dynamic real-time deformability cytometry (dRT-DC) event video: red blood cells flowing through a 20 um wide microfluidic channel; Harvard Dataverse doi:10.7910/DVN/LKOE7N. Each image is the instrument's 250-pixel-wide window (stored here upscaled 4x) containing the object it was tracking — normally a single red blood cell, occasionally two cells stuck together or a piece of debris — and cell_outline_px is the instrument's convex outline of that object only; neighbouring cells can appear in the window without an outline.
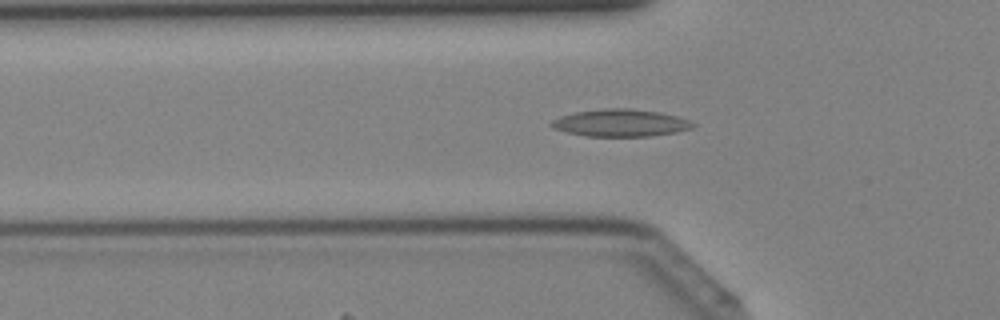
{"species": "Egyptian fruit bat (a non-hibernating species)", "species_latin": "Rousettus aegyptiacus", "temperature_condition": "cold", "stored_images_in_passage": 35, "camera_frame_rate_fps": 3000, "um_per_image_px": 0.085, "animal": {"sex": "female"}, "frame": {"image": 1, "passage_image": 10, "time_ms": 3.0, "image_size_px": [1000, 320], "cell_outline_px": [[696, 124], [692, 128], [676, 132], [652, 136], [588, 136], [568, 132], [552, 128], [548, 124], [552, 120], [560, 116], [576, 112], [604, 108], [628, 108], [660, 112], [676, 116], [688, 120]], "centroid_in_image_um": [52.73, 10.44], "position_along_channel_um": 73.1, "area_um2": 22.43}}
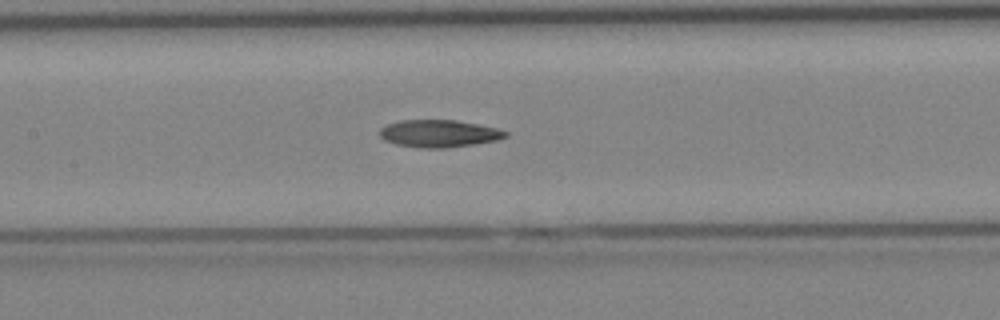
{"frame": {"image": 2, "passage_image": 16, "time_ms": 5.0, "image_size_px": [1000, 320], "cell_outline_px": [[508, 136], [496, 140], [448, 148], [420, 148], [396, 144], [384, 140], [380, 136], [380, 128], [388, 124], [400, 120], [456, 120], [480, 124], [496, 128], [508, 132]], "centroid_in_image_um": [37.31, 11.35], "position_along_channel_um": 170.1, "area_um2": 20.06}}
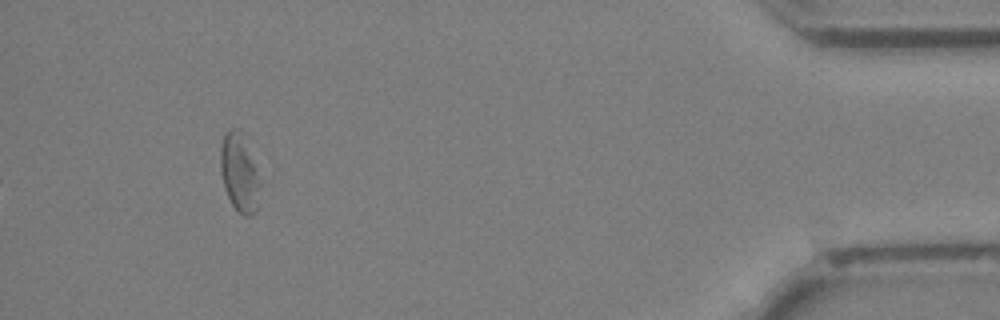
{"frame": {"image": 3, "passage_image": 35, "time_ms": 11.333, "image_size_px": [1000, 320], "cell_outline_px": [[260, 184], [256, 212], [252, 216], [244, 216], [232, 204], [228, 196], [220, 172], [220, 148], [224, 132], [228, 128], [240, 128], [244, 132]], "centroid_in_image_um": [20.33, 14.61], "position_along_channel_um": 414.9, "area_um2": 18.09}}